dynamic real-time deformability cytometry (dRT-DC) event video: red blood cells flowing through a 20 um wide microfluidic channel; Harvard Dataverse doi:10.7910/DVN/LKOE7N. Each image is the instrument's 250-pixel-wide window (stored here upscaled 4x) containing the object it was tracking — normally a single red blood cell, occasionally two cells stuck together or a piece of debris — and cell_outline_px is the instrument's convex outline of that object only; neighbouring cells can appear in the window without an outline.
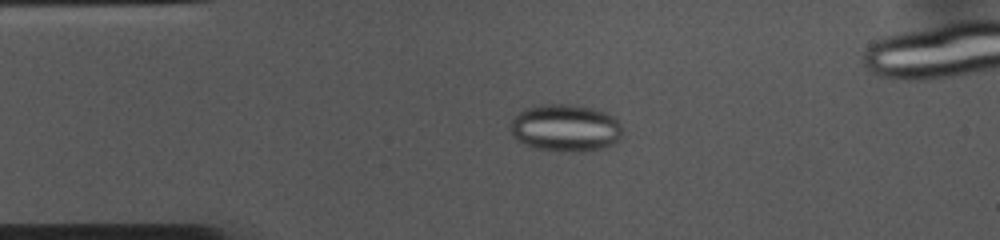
{"species": "common noctule bat (a hibernating species)", "species_latin": "Nyctalus noctula", "temperature_condition": "cold", "stored_images_in_passage": 54, "camera_frame_rate_fps": 3000, "um_per_image_px": 0.085, "animal": {"sex": "female", "body_mass_g": 10.0, "forearm_length_mm": 53.1}, "frame": {"image": 1, "passage_image": 11, "time_ms": 3.333, "image_size_px": [1000, 240], "cell_outline_px": [[624, 136], [612, 144], [604, 148], [580, 152], [564, 152], [536, 148], [524, 144], [516, 140], [512, 136], [512, 120], [524, 108], [544, 104], [572, 104], [592, 108], [604, 112], [612, 116], [624, 128]], "centroid_in_image_um": [48.1, 10.89], "position_along_channel_um": 36.9, "area_um2": 31.1}}
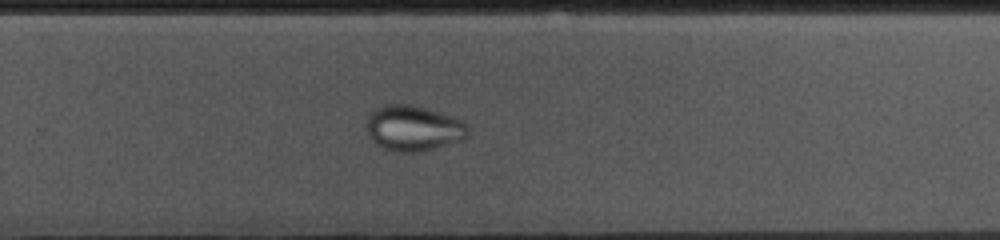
{"frame": {"image": 2, "passage_image": 34, "time_ms": 11.0, "image_size_px": [1000, 240], "cell_outline_px": [[468, 132], [460, 140], [432, 148], [416, 152], [400, 152], [384, 148], [376, 144], [372, 140], [364, 124], [368, 116], [376, 108], [384, 104], [412, 104], [456, 116], [464, 120], [468, 128]], "centroid_in_image_um": [35.12, 10.86], "position_along_channel_um": 294.7, "area_um2": 26.93}}
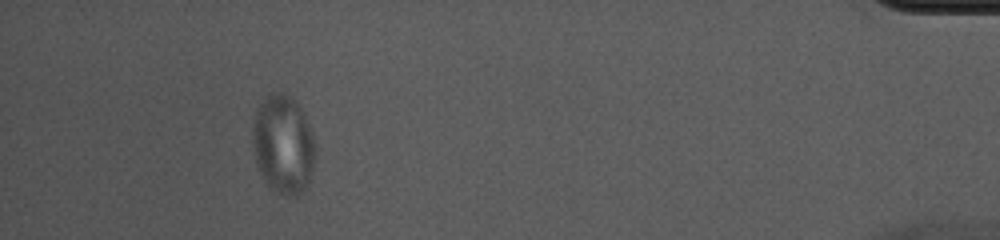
{"frame": {"image": 3, "passage_image": 49, "time_ms": 16.0, "image_size_px": [1000, 240], "cell_outline_px": [[316, 152], [312, 172], [304, 188], [296, 196], [284, 196], [276, 192], [264, 180], [256, 164], [252, 148], [252, 120], [256, 108], [264, 96], [272, 92], [284, 92], [300, 108], [312, 132], [316, 148]], "centroid_in_image_um": [24.03, 12.26], "position_along_channel_um": 411.2, "area_um2": 36.36}}